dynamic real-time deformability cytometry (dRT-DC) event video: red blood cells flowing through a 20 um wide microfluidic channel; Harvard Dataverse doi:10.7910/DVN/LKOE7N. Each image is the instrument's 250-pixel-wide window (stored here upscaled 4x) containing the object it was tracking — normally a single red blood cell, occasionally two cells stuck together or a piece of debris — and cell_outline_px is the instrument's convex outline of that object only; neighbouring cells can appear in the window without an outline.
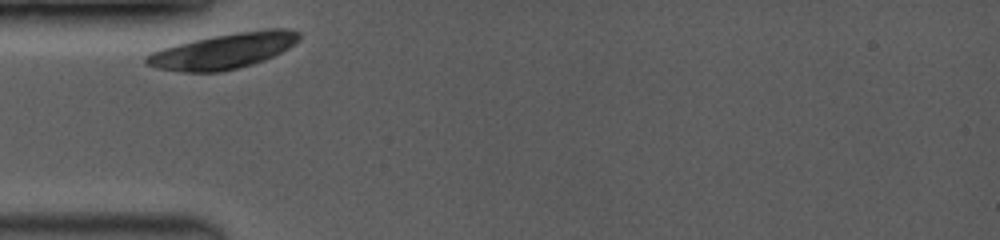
{"species": "common noctule bat (a hibernating species)", "species_latin": "Nyctalus noctula", "temperature_condition": "room temperature", "stored_images_in_passage": 16, "camera_frame_rate_fps": 3500, "um_per_image_px": 0.085, "animal": {"sex": "female", "body_mass_g": 19.0, "forearm_length_mm": 53.3}, "frame": {"image": 1, "passage_image": 1, "time_ms": 0.0, "image_size_px": [1000, 240], "cell_outline_px": [[300, 40], [288, 48], [264, 60], [252, 64], [220, 72], [184, 72], [156, 68], [144, 64], [144, 56], [152, 52], [176, 44], [212, 36], [264, 28], [284, 28], [300, 32]], "centroid_in_image_um": [18.99, 4.33], "position_along_channel_um": 66.0, "area_um2": 31.5}}
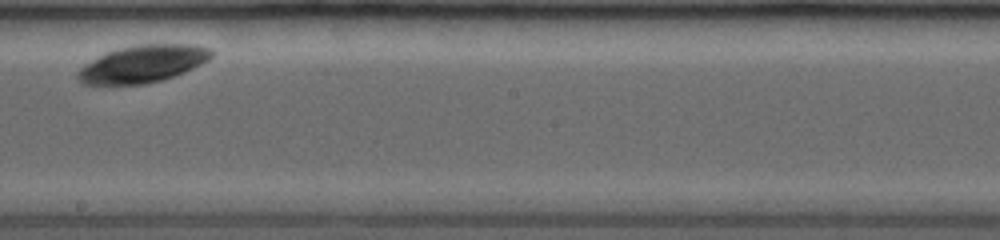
{"frame": {"image": 2, "passage_image": 10, "time_ms": 4.857, "image_size_px": [1000, 240], "cell_outline_px": [[216, 52], [208, 60], [184, 72], [160, 80], [144, 84], [84, 84], [76, 80], [76, 72], [84, 64], [104, 52], [116, 48], [136, 44], [192, 44], [212, 48]], "centroid_in_image_um": [12.11, 5.4], "position_along_channel_um": 236.1, "area_um2": 29.3}}
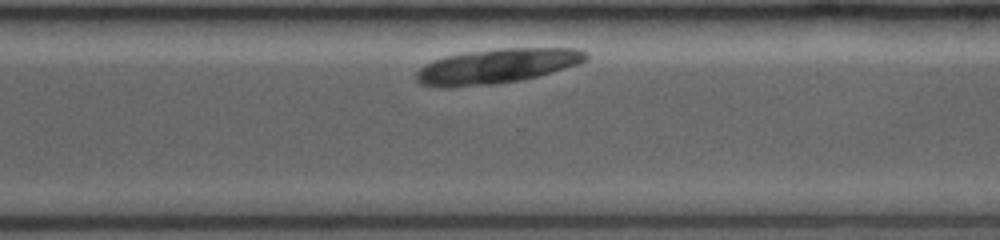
{"frame": {"image": 3, "passage_image": 16, "time_ms": 7.429, "image_size_px": [1000, 240], "cell_outline_px": [[588, 60], [552, 72], [520, 80], [496, 84], [448, 88], [440, 88], [420, 84], [416, 80], [416, 72], [424, 64], [432, 60], [444, 56], [464, 52], [500, 48], [580, 48], [588, 52]], "centroid_in_image_um": [42.19, 5.62], "position_along_channel_um": 328.4, "area_um2": 34.68}}